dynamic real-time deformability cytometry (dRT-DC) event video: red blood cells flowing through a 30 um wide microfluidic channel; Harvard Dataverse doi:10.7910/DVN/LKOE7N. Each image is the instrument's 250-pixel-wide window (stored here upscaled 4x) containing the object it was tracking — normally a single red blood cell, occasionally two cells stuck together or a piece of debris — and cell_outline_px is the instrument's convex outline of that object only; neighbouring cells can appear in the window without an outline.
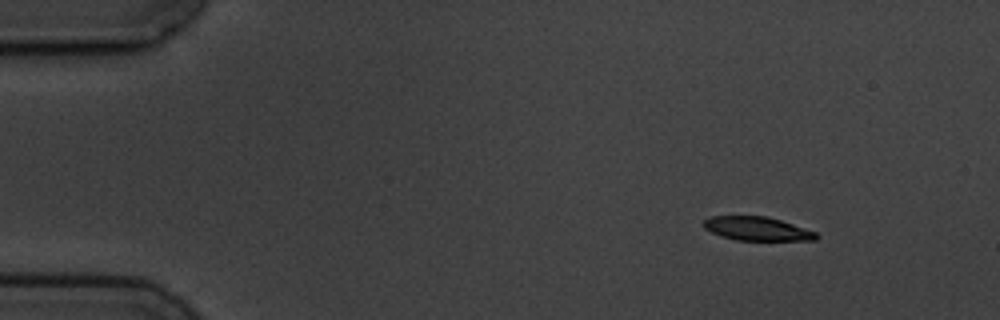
{"species": "common noctule bat (a hibernating species)", "species_latin": "Nyctalus noctula", "temperature_condition": "cold", "stored_images_in_passage": 4, "segment_of_instrument_passage": [1, 2], "camera_frame_rate_fps": 3000, "um_per_image_px": 0.085, "animal": {"sex": "male", "body_mass_g": 19.5, "forearm_length_mm": 54.6}, "frame": {"image": 1, "passage_image": 1, "time_ms": 0.0, "image_size_px": [1000, 320], "cell_outline_px": [[820, 236], [816, 240], [736, 240], [720, 236], [704, 228], [704, 220], [712, 216], [768, 216], [816, 232]], "centroid_in_image_um": [64.36, 19.44], "position_along_channel_um": 20.6, "area_um2": 15.49}}
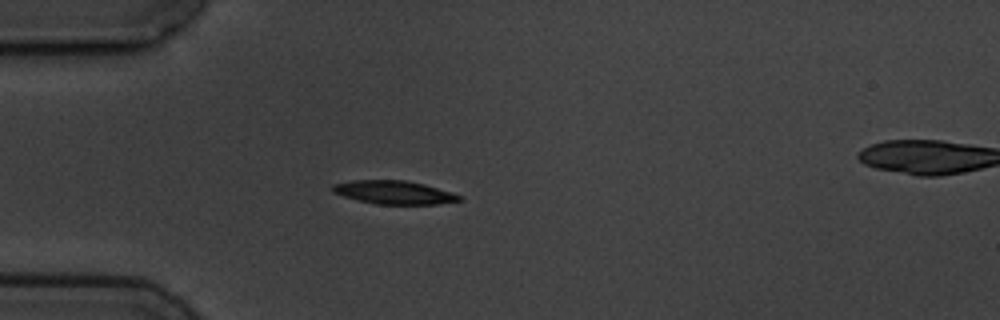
{"frame": {"image": 2, "passage_image": 3, "time_ms": 3.0, "image_size_px": [1000, 320], "cell_outline_px": [[464, 200], [436, 204], [376, 204], [344, 196], [332, 192], [332, 184], [352, 180], [404, 180], [424, 184], [452, 192], [460, 196]], "centroid_in_image_um": [33.49, 16.35], "position_along_channel_um": 51.5, "area_um2": 17.17}}